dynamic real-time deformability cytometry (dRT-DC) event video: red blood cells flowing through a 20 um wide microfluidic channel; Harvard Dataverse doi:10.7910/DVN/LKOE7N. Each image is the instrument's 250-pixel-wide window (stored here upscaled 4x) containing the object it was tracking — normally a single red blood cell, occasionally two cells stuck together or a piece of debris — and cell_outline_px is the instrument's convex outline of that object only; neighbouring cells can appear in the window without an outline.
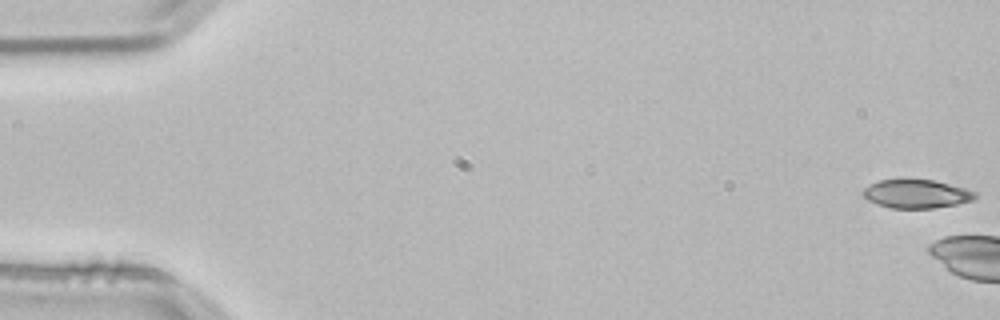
{"species": "common noctule bat (a hibernating species)", "species_latin": "Nyctalus noctula", "temperature_condition": "room temperature", "stored_images_in_passage": 8, "camera_frame_rate_fps": 3000, "um_per_image_px": 0.085, "animal": {"sex": "male", "body_mass_g": 21.5, "forearm_length_mm": 52.0}, "frame": {"image": 1, "passage_image": 1, "time_ms": 0.0, "image_size_px": [1000, 320], "cell_outline_px": [[976, 196], [972, 200], [956, 204], [932, 208], [892, 208], [876, 204], [868, 200], [860, 192], [864, 188], [880, 180], [932, 180], [964, 188], [976, 192]], "centroid_in_image_um": [77.86, 16.49], "position_along_channel_um": 7.1, "area_um2": 18.32}}